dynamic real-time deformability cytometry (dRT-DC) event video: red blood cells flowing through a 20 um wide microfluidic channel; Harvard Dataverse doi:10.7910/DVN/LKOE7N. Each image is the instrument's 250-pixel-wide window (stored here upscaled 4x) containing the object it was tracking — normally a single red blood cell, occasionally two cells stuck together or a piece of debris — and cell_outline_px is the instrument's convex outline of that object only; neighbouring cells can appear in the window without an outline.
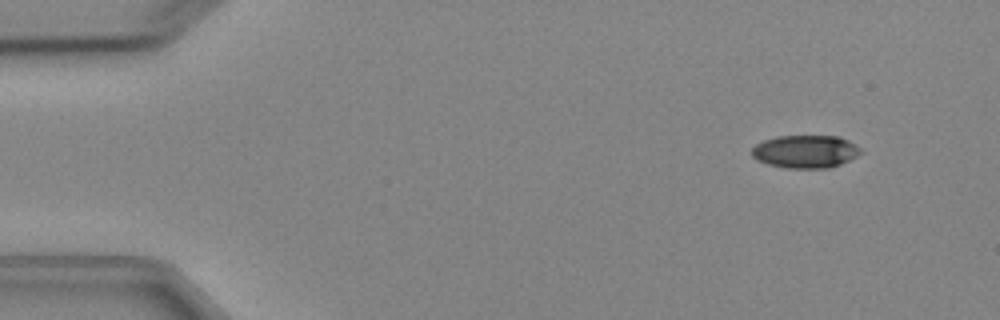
{"species": "Egyptian fruit bat (a non-hibernating species)", "species_latin": "Rousettus aegyptiacus", "temperature_condition": "cold", "stored_images_in_passage": 6, "camera_frame_rate_fps": 3000, "um_per_image_px": 0.085, "animal": {"sex": "female"}, "frame": {"image": 1, "passage_image": 1, "time_ms": 0.0, "image_size_px": [1000, 320], "cell_outline_px": [[864, 152], [840, 164], [828, 168], [784, 168], [768, 164], [756, 160], [752, 156], [752, 148], [756, 144], [764, 140], [776, 136], [840, 136], [848, 140], [860, 148]], "centroid_in_image_um": [68.45, 12.88], "position_along_channel_um": 16.6, "area_um2": 20.92}}
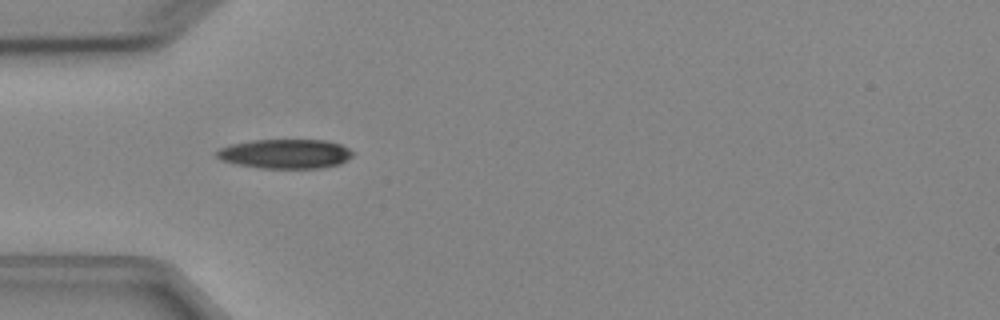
{"frame": {"image": 2, "passage_image": 4, "time_ms": 3.667, "image_size_px": [1000, 320], "cell_outline_px": [[356, 152], [352, 156], [340, 164], [320, 168], [260, 168], [236, 164], [220, 160], [216, 156], [216, 152], [220, 148], [232, 144], [252, 140], [324, 140], [340, 144]], "centroid_in_image_um": [24.26, 13.08], "position_along_channel_um": 60.7, "area_um2": 23.35}}